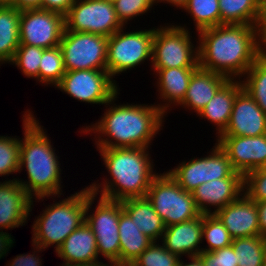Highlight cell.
<instances>
[{"label":"cell","instance_id":"34","mask_svg":"<svg viewBox=\"0 0 266 266\" xmlns=\"http://www.w3.org/2000/svg\"><path fill=\"white\" fill-rule=\"evenodd\" d=\"M44 50V48L20 44L8 64L19 68L25 77L34 78L39 82V64Z\"/></svg>","mask_w":266,"mask_h":266},{"label":"cell","instance_id":"9","mask_svg":"<svg viewBox=\"0 0 266 266\" xmlns=\"http://www.w3.org/2000/svg\"><path fill=\"white\" fill-rule=\"evenodd\" d=\"M124 28L126 29L123 27L108 37L106 66L112 79L144 64L145 60L149 59L152 63L155 27L128 32H124Z\"/></svg>","mask_w":266,"mask_h":266},{"label":"cell","instance_id":"44","mask_svg":"<svg viewBox=\"0 0 266 266\" xmlns=\"http://www.w3.org/2000/svg\"><path fill=\"white\" fill-rule=\"evenodd\" d=\"M13 6L20 11L41 8V0H13Z\"/></svg>","mask_w":266,"mask_h":266},{"label":"cell","instance_id":"36","mask_svg":"<svg viewBox=\"0 0 266 266\" xmlns=\"http://www.w3.org/2000/svg\"><path fill=\"white\" fill-rule=\"evenodd\" d=\"M0 136V177L19 173L20 138Z\"/></svg>","mask_w":266,"mask_h":266},{"label":"cell","instance_id":"28","mask_svg":"<svg viewBox=\"0 0 266 266\" xmlns=\"http://www.w3.org/2000/svg\"><path fill=\"white\" fill-rule=\"evenodd\" d=\"M218 4L220 25H256L260 0H218Z\"/></svg>","mask_w":266,"mask_h":266},{"label":"cell","instance_id":"27","mask_svg":"<svg viewBox=\"0 0 266 266\" xmlns=\"http://www.w3.org/2000/svg\"><path fill=\"white\" fill-rule=\"evenodd\" d=\"M21 11L12 5L0 6V62L9 63L20 46Z\"/></svg>","mask_w":266,"mask_h":266},{"label":"cell","instance_id":"33","mask_svg":"<svg viewBox=\"0 0 266 266\" xmlns=\"http://www.w3.org/2000/svg\"><path fill=\"white\" fill-rule=\"evenodd\" d=\"M202 240L208 243L202 251H214L230 246L233 238L215 214H203Z\"/></svg>","mask_w":266,"mask_h":266},{"label":"cell","instance_id":"45","mask_svg":"<svg viewBox=\"0 0 266 266\" xmlns=\"http://www.w3.org/2000/svg\"><path fill=\"white\" fill-rule=\"evenodd\" d=\"M266 23V0H260L259 4V15L255 25L258 31Z\"/></svg>","mask_w":266,"mask_h":266},{"label":"cell","instance_id":"24","mask_svg":"<svg viewBox=\"0 0 266 266\" xmlns=\"http://www.w3.org/2000/svg\"><path fill=\"white\" fill-rule=\"evenodd\" d=\"M243 89L241 80L228 79L215 93L208 104L198 113L200 119H207L216 126V137L228 126L236 95ZM218 134V135H217Z\"/></svg>","mask_w":266,"mask_h":266},{"label":"cell","instance_id":"11","mask_svg":"<svg viewBox=\"0 0 266 266\" xmlns=\"http://www.w3.org/2000/svg\"><path fill=\"white\" fill-rule=\"evenodd\" d=\"M65 71L107 70L108 37L64 30L60 42Z\"/></svg>","mask_w":266,"mask_h":266},{"label":"cell","instance_id":"7","mask_svg":"<svg viewBox=\"0 0 266 266\" xmlns=\"http://www.w3.org/2000/svg\"><path fill=\"white\" fill-rule=\"evenodd\" d=\"M188 29L171 23L155 28L152 68L199 67L198 41L195 47Z\"/></svg>","mask_w":266,"mask_h":266},{"label":"cell","instance_id":"2","mask_svg":"<svg viewBox=\"0 0 266 266\" xmlns=\"http://www.w3.org/2000/svg\"><path fill=\"white\" fill-rule=\"evenodd\" d=\"M198 36L199 67L241 80L263 53L255 26L221 24L201 30Z\"/></svg>","mask_w":266,"mask_h":266},{"label":"cell","instance_id":"50","mask_svg":"<svg viewBox=\"0 0 266 266\" xmlns=\"http://www.w3.org/2000/svg\"><path fill=\"white\" fill-rule=\"evenodd\" d=\"M3 5H12L13 6V0H0V6Z\"/></svg>","mask_w":266,"mask_h":266},{"label":"cell","instance_id":"35","mask_svg":"<svg viewBox=\"0 0 266 266\" xmlns=\"http://www.w3.org/2000/svg\"><path fill=\"white\" fill-rule=\"evenodd\" d=\"M182 258L160 242H152L130 266H178Z\"/></svg>","mask_w":266,"mask_h":266},{"label":"cell","instance_id":"3","mask_svg":"<svg viewBox=\"0 0 266 266\" xmlns=\"http://www.w3.org/2000/svg\"><path fill=\"white\" fill-rule=\"evenodd\" d=\"M22 119L24 138H20L19 174L26 168L28 181L16 180L36 202L46 197L59 198L63 194L60 157L33 111L27 109Z\"/></svg>","mask_w":266,"mask_h":266},{"label":"cell","instance_id":"39","mask_svg":"<svg viewBox=\"0 0 266 266\" xmlns=\"http://www.w3.org/2000/svg\"><path fill=\"white\" fill-rule=\"evenodd\" d=\"M198 257L204 266H238L232 245L214 251H201Z\"/></svg>","mask_w":266,"mask_h":266},{"label":"cell","instance_id":"20","mask_svg":"<svg viewBox=\"0 0 266 266\" xmlns=\"http://www.w3.org/2000/svg\"><path fill=\"white\" fill-rule=\"evenodd\" d=\"M203 214L189 221L165 227L161 243L171 253L183 258L196 257L202 251Z\"/></svg>","mask_w":266,"mask_h":266},{"label":"cell","instance_id":"42","mask_svg":"<svg viewBox=\"0 0 266 266\" xmlns=\"http://www.w3.org/2000/svg\"><path fill=\"white\" fill-rule=\"evenodd\" d=\"M8 232L0 231V259L4 258L13 247L15 239Z\"/></svg>","mask_w":266,"mask_h":266},{"label":"cell","instance_id":"10","mask_svg":"<svg viewBox=\"0 0 266 266\" xmlns=\"http://www.w3.org/2000/svg\"><path fill=\"white\" fill-rule=\"evenodd\" d=\"M204 157L182 161L174 169L167 171L170 176L187 192L195 190L201 184L222 178H243L236 172L227 153L216 142Z\"/></svg>","mask_w":266,"mask_h":266},{"label":"cell","instance_id":"41","mask_svg":"<svg viewBox=\"0 0 266 266\" xmlns=\"http://www.w3.org/2000/svg\"><path fill=\"white\" fill-rule=\"evenodd\" d=\"M76 0H41V8L58 12L64 16Z\"/></svg>","mask_w":266,"mask_h":266},{"label":"cell","instance_id":"4","mask_svg":"<svg viewBox=\"0 0 266 266\" xmlns=\"http://www.w3.org/2000/svg\"><path fill=\"white\" fill-rule=\"evenodd\" d=\"M96 149L111 178L106 177L102 183L94 181L88 185L92 193L117 201L146 197L152 179L158 174L153 169L149 148Z\"/></svg>","mask_w":266,"mask_h":266},{"label":"cell","instance_id":"26","mask_svg":"<svg viewBox=\"0 0 266 266\" xmlns=\"http://www.w3.org/2000/svg\"><path fill=\"white\" fill-rule=\"evenodd\" d=\"M138 228L121 204L118 224L120 238L119 265L130 266L153 242Z\"/></svg>","mask_w":266,"mask_h":266},{"label":"cell","instance_id":"48","mask_svg":"<svg viewBox=\"0 0 266 266\" xmlns=\"http://www.w3.org/2000/svg\"><path fill=\"white\" fill-rule=\"evenodd\" d=\"M190 262H185L181 259L180 262L178 263V266H204L202 261L198 256L196 257H189L188 258Z\"/></svg>","mask_w":266,"mask_h":266},{"label":"cell","instance_id":"49","mask_svg":"<svg viewBox=\"0 0 266 266\" xmlns=\"http://www.w3.org/2000/svg\"><path fill=\"white\" fill-rule=\"evenodd\" d=\"M111 264L104 263L103 261H99V262H95V263H91V264H79V265H72V266H110Z\"/></svg>","mask_w":266,"mask_h":266},{"label":"cell","instance_id":"6","mask_svg":"<svg viewBox=\"0 0 266 266\" xmlns=\"http://www.w3.org/2000/svg\"><path fill=\"white\" fill-rule=\"evenodd\" d=\"M146 197L165 227L200 216L191 192L185 191L166 171L151 181Z\"/></svg>","mask_w":266,"mask_h":266},{"label":"cell","instance_id":"1","mask_svg":"<svg viewBox=\"0 0 266 266\" xmlns=\"http://www.w3.org/2000/svg\"><path fill=\"white\" fill-rule=\"evenodd\" d=\"M114 95L100 120L82 128L80 133L94 134L96 148H150L154 137L162 130L166 115L154 103L116 104L118 95ZM91 132V133H90Z\"/></svg>","mask_w":266,"mask_h":266},{"label":"cell","instance_id":"31","mask_svg":"<svg viewBox=\"0 0 266 266\" xmlns=\"http://www.w3.org/2000/svg\"><path fill=\"white\" fill-rule=\"evenodd\" d=\"M183 10L193 19L196 32L220 25L218 0H188Z\"/></svg>","mask_w":266,"mask_h":266},{"label":"cell","instance_id":"30","mask_svg":"<svg viewBox=\"0 0 266 266\" xmlns=\"http://www.w3.org/2000/svg\"><path fill=\"white\" fill-rule=\"evenodd\" d=\"M243 89L266 113V52H263L243 76Z\"/></svg>","mask_w":266,"mask_h":266},{"label":"cell","instance_id":"22","mask_svg":"<svg viewBox=\"0 0 266 266\" xmlns=\"http://www.w3.org/2000/svg\"><path fill=\"white\" fill-rule=\"evenodd\" d=\"M56 255L64 261L61 266L99 262L97 240L86 222L64 240Z\"/></svg>","mask_w":266,"mask_h":266},{"label":"cell","instance_id":"17","mask_svg":"<svg viewBox=\"0 0 266 266\" xmlns=\"http://www.w3.org/2000/svg\"><path fill=\"white\" fill-rule=\"evenodd\" d=\"M16 178L0 182V230L25 225L35 201L26 193Z\"/></svg>","mask_w":266,"mask_h":266},{"label":"cell","instance_id":"15","mask_svg":"<svg viewBox=\"0 0 266 266\" xmlns=\"http://www.w3.org/2000/svg\"><path fill=\"white\" fill-rule=\"evenodd\" d=\"M216 142L227 153L233 169L243 176L260 169L266 161V134L256 137L219 136Z\"/></svg>","mask_w":266,"mask_h":266},{"label":"cell","instance_id":"12","mask_svg":"<svg viewBox=\"0 0 266 266\" xmlns=\"http://www.w3.org/2000/svg\"><path fill=\"white\" fill-rule=\"evenodd\" d=\"M125 27L117 17L114 4L106 0H76L65 15V30L110 37Z\"/></svg>","mask_w":266,"mask_h":266},{"label":"cell","instance_id":"46","mask_svg":"<svg viewBox=\"0 0 266 266\" xmlns=\"http://www.w3.org/2000/svg\"><path fill=\"white\" fill-rule=\"evenodd\" d=\"M165 3L169 4L170 6H175L177 9H184L186 7V4L188 0H155V4L158 5V3Z\"/></svg>","mask_w":266,"mask_h":266},{"label":"cell","instance_id":"38","mask_svg":"<svg viewBox=\"0 0 266 266\" xmlns=\"http://www.w3.org/2000/svg\"><path fill=\"white\" fill-rule=\"evenodd\" d=\"M244 194L254 202L266 201V172L255 169L243 176Z\"/></svg>","mask_w":266,"mask_h":266},{"label":"cell","instance_id":"19","mask_svg":"<svg viewBox=\"0 0 266 266\" xmlns=\"http://www.w3.org/2000/svg\"><path fill=\"white\" fill-rule=\"evenodd\" d=\"M215 215L233 239L260 235L256 203L244 193L237 200L218 210Z\"/></svg>","mask_w":266,"mask_h":266},{"label":"cell","instance_id":"8","mask_svg":"<svg viewBox=\"0 0 266 266\" xmlns=\"http://www.w3.org/2000/svg\"><path fill=\"white\" fill-rule=\"evenodd\" d=\"M97 196L88 187L85 222L96 237L98 256L105 257L109 264L119 265L120 238L118 224L121 214V201L107 199L102 196H99L97 200ZM94 200H97V206L93 211L91 209Z\"/></svg>","mask_w":266,"mask_h":266},{"label":"cell","instance_id":"23","mask_svg":"<svg viewBox=\"0 0 266 266\" xmlns=\"http://www.w3.org/2000/svg\"><path fill=\"white\" fill-rule=\"evenodd\" d=\"M227 80L224 75L198 67L193 72L186 95L178 106L188 108L198 115Z\"/></svg>","mask_w":266,"mask_h":266},{"label":"cell","instance_id":"21","mask_svg":"<svg viewBox=\"0 0 266 266\" xmlns=\"http://www.w3.org/2000/svg\"><path fill=\"white\" fill-rule=\"evenodd\" d=\"M197 68L198 67L151 68L154 70V73L156 72V88L159 92L158 95L160 94L158 97L162 100L156 105L165 115L168 114L167 112L170 109L172 110L174 106L178 107L183 101L190 78Z\"/></svg>","mask_w":266,"mask_h":266},{"label":"cell","instance_id":"52","mask_svg":"<svg viewBox=\"0 0 266 266\" xmlns=\"http://www.w3.org/2000/svg\"><path fill=\"white\" fill-rule=\"evenodd\" d=\"M110 266H124V265H114V264H111Z\"/></svg>","mask_w":266,"mask_h":266},{"label":"cell","instance_id":"32","mask_svg":"<svg viewBox=\"0 0 266 266\" xmlns=\"http://www.w3.org/2000/svg\"><path fill=\"white\" fill-rule=\"evenodd\" d=\"M66 73L60 46L45 49L39 64V82L48 86H57Z\"/></svg>","mask_w":266,"mask_h":266},{"label":"cell","instance_id":"37","mask_svg":"<svg viewBox=\"0 0 266 266\" xmlns=\"http://www.w3.org/2000/svg\"><path fill=\"white\" fill-rule=\"evenodd\" d=\"M113 4L118 19L124 26H127L128 21L152 10L155 0H115Z\"/></svg>","mask_w":266,"mask_h":266},{"label":"cell","instance_id":"40","mask_svg":"<svg viewBox=\"0 0 266 266\" xmlns=\"http://www.w3.org/2000/svg\"><path fill=\"white\" fill-rule=\"evenodd\" d=\"M32 246L34 247L32 254L31 252L28 254H19L16 255V257H14L13 259L10 260V262L8 264H6L7 266H42V258H40V255H38V253H40L41 251H44L45 249L38 246L35 243H32Z\"/></svg>","mask_w":266,"mask_h":266},{"label":"cell","instance_id":"25","mask_svg":"<svg viewBox=\"0 0 266 266\" xmlns=\"http://www.w3.org/2000/svg\"><path fill=\"white\" fill-rule=\"evenodd\" d=\"M121 204L143 234L153 242H161L165 225L147 197L128 198Z\"/></svg>","mask_w":266,"mask_h":266},{"label":"cell","instance_id":"13","mask_svg":"<svg viewBox=\"0 0 266 266\" xmlns=\"http://www.w3.org/2000/svg\"><path fill=\"white\" fill-rule=\"evenodd\" d=\"M107 70L66 71L55 87L80 102L105 105L120 88Z\"/></svg>","mask_w":266,"mask_h":266},{"label":"cell","instance_id":"14","mask_svg":"<svg viewBox=\"0 0 266 266\" xmlns=\"http://www.w3.org/2000/svg\"><path fill=\"white\" fill-rule=\"evenodd\" d=\"M65 16L42 8L21 10L20 44L44 49L60 46Z\"/></svg>","mask_w":266,"mask_h":266},{"label":"cell","instance_id":"47","mask_svg":"<svg viewBox=\"0 0 266 266\" xmlns=\"http://www.w3.org/2000/svg\"><path fill=\"white\" fill-rule=\"evenodd\" d=\"M260 47L266 52V23L257 31Z\"/></svg>","mask_w":266,"mask_h":266},{"label":"cell","instance_id":"16","mask_svg":"<svg viewBox=\"0 0 266 266\" xmlns=\"http://www.w3.org/2000/svg\"><path fill=\"white\" fill-rule=\"evenodd\" d=\"M266 134V113L242 89L235 97L228 126L220 136L256 137Z\"/></svg>","mask_w":266,"mask_h":266},{"label":"cell","instance_id":"29","mask_svg":"<svg viewBox=\"0 0 266 266\" xmlns=\"http://www.w3.org/2000/svg\"><path fill=\"white\" fill-rule=\"evenodd\" d=\"M238 266H264L266 261V237L248 236L232 241Z\"/></svg>","mask_w":266,"mask_h":266},{"label":"cell","instance_id":"18","mask_svg":"<svg viewBox=\"0 0 266 266\" xmlns=\"http://www.w3.org/2000/svg\"><path fill=\"white\" fill-rule=\"evenodd\" d=\"M243 193V178H222L201 184L192 191V196L202 214H215Z\"/></svg>","mask_w":266,"mask_h":266},{"label":"cell","instance_id":"5","mask_svg":"<svg viewBox=\"0 0 266 266\" xmlns=\"http://www.w3.org/2000/svg\"><path fill=\"white\" fill-rule=\"evenodd\" d=\"M88 186L60 201L45 206L32 225V243L56 252L64 240L85 222ZM55 244V245H54Z\"/></svg>","mask_w":266,"mask_h":266},{"label":"cell","instance_id":"43","mask_svg":"<svg viewBox=\"0 0 266 266\" xmlns=\"http://www.w3.org/2000/svg\"><path fill=\"white\" fill-rule=\"evenodd\" d=\"M255 203L257 206L260 236L266 237V201Z\"/></svg>","mask_w":266,"mask_h":266},{"label":"cell","instance_id":"51","mask_svg":"<svg viewBox=\"0 0 266 266\" xmlns=\"http://www.w3.org/2000/svg\"><path fill=\"white\" fill-rule=\"evenodd\" d=\"M260 170L266 172V161H265V163L262 165V167L260 168Z\"/></svg>","mask_w":266,"mask_h":266}]
</instances>
